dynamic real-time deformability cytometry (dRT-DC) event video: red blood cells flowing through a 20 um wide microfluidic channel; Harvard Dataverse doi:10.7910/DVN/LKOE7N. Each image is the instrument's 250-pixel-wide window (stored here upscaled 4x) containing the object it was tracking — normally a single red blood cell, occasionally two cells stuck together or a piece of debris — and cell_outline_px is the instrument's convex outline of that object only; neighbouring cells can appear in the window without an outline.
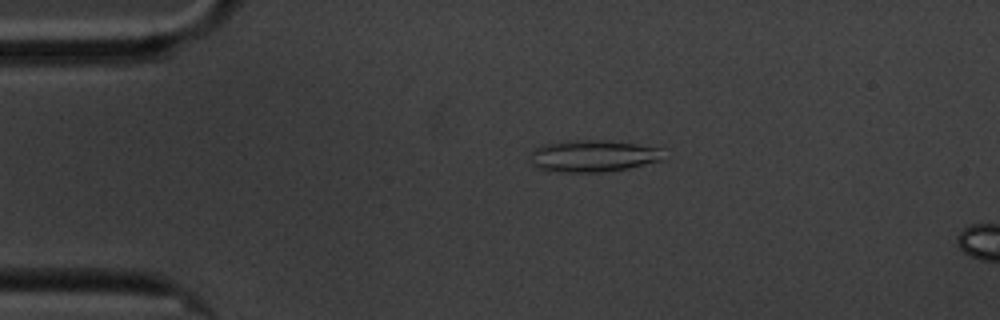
{"species": "common noctule bat (a hibernating species)", "species_latin": "Nyctalus noctula", "temperature_condition": "cold", "stored_images_in_passage": 16, "camera_frame_rate_fps": 3000, "um_per_image_px": 0.085, "animal": {"sex": "male", "body_mass_g": 20.1, "forearm_length_mm": 53.5}, "frame": {"image": 1, "passage_image": 12, "time_ms": 3.667, "image_size_px": [1000, 320], "cell_outline_px": [[668, 160], [628, 168], [600, 172], [548, 172], [536, 168], [528, 160], [532, 152], [536, 148], [544, 144], [576, 140], [604, 140], [636, 144], [664, 148]], "centroid_in_image_um": [50.48, 13.27], "position_along_channel_um": 34.5, "area_um2": 25.37}}